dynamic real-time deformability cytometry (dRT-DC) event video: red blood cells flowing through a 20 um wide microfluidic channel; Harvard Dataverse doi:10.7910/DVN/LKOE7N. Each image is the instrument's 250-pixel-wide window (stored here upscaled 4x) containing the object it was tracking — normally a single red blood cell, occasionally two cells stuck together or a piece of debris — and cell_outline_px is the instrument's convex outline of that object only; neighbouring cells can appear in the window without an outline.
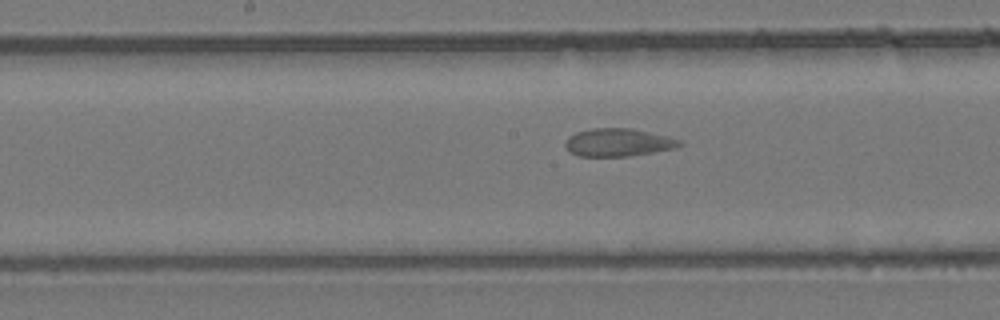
{"species": "common noctule bat (a hibernating species)", "species_latin": "Nyctalus noctula", "temperature_condition": "room temperature", "stored_images_in_passage": 45, "segment_of_instrument_passage": [2, 2], "camera_frame_rate_fps": 3000, "um_per_image_px": 0.085, "animal": {"sex": "female", "body_mass_g": 24.6, "forearm_length_mm": 56.2}, "frame": {"image": 1, "passage_image": 19, "time_ms": 6.0, "image_size_px": [1000, 320], "cell_outline_px": [[684, 144], [676, 148], [632, 156], [580, 156], [568, 152], [564, 144], [564, 140], [568, 136], [576, 132], [592, 128], [632, 128], [680, 140]], "centroid_in_image_um": [52.5, 12.11], "position_along_channel_um": 195.7, "area_um2": 18.67}}
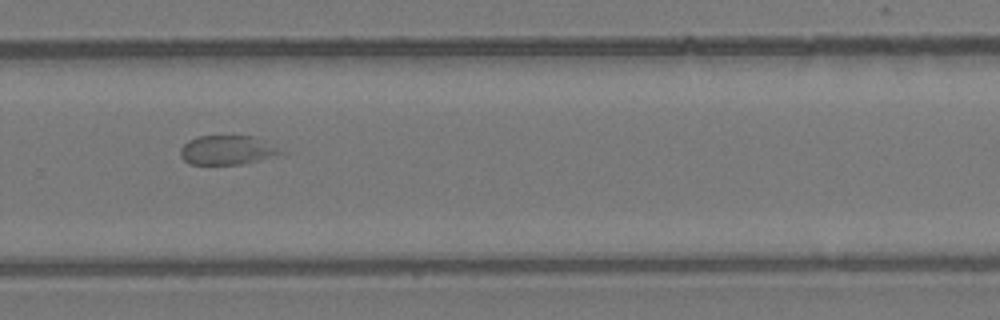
{"frame": {"image": 2, "passage_image": 28, "time_ms": 9.0, "image_size_px": [1000, 320], "cell_outline_px": [[280, 152], [256, 160], [240, 164], [188, 164], [180, 156], [180, 148], [188, 140], [196, 136], [256, 136], [276, 148]], "centroid_in_image_um": [19.16, 12.74], "position_along_channel_um": 310.6, "area_um2": 16.53}}
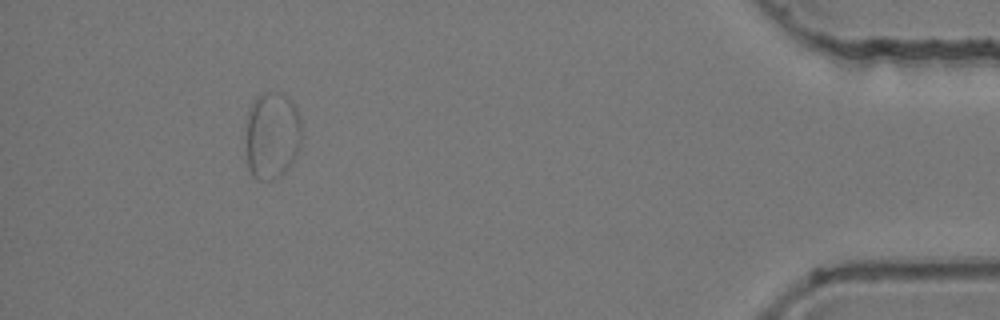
{"frame": {"image": 3, "passage_image": 41, "time_ms": 13.333, "image_size_px": [1000, 320], "cell_outline_px": [[300, 148], [284, 172], [272, 180], [256, 180], [252, 176], [248, 168], [244, 148], [244, 136], [248, 112], [252, 104], [264, 92], [280, 92], [288, 96], [292, 100], [300, 116]], "centroid_in_image_um": [23.08, 11.52], "position_along_channel_um": 412.1, "area_um2": 28.9}}